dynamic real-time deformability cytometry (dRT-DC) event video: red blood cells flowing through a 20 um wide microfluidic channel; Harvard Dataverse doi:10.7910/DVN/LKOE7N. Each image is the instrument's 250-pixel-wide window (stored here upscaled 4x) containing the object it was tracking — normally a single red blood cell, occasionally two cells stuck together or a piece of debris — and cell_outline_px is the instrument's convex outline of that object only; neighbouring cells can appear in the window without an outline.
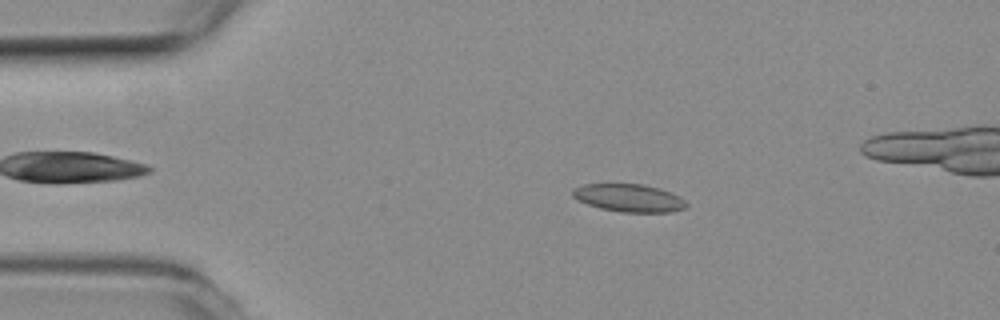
{"species": "common noctule bat (a hibernating species)", "species_latin": "Nyctalus noctula", "temperature_condition": "room temperature", "stored_images_in_passage": 47, "camera_frame_rate_fps": 3000, "um_per_image_px": 0.085, "animal": {"sex": "female", "body_mass_g": 19.3, "forearm_length_mm": 54.1}, "frame": {"image": 1, "passage_image": 10, "time_ms": 3.0, "image_size_px": [1000, 320], "cell_outline_px": [[688, 204], [684, 208], [668, 212], [624, 212], [600, 208], [588, 204], [572, 196], [572, 188], [584, 184], [644, 184], [660, 188], [680, 196]], "centroid_in_image_um": [53.46, 16.81], "position_along_channel_um": 31.5, "area_um2": 18.32}}
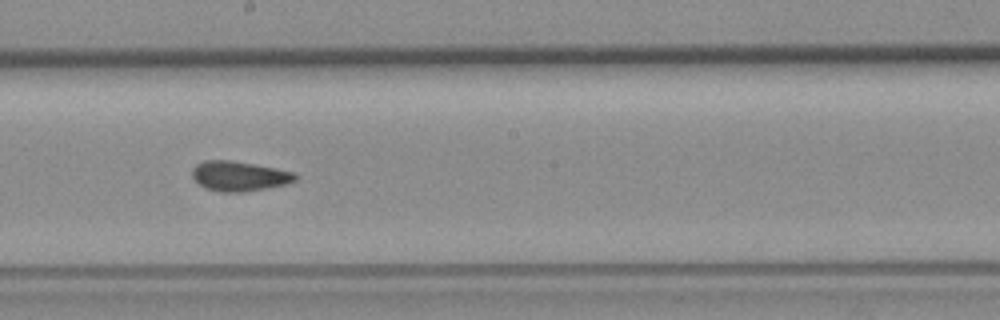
{"frame": {"image": 2, "passage_image": 29, "time_ms": 9.333, "image_size_px": [1000, 320], "cell_outline_px": [[296, 180], [288, 184], [240, 192], [220, 192], [204, 188], [192, 176], [192, 168], [196, 164], [204, 160], [228, 160], [276, 168], [296, 172]], "centroid_in_image_um": [20.32, 14.96], "position_along_channel_um": 227.9, "area_um2": 17.86}}
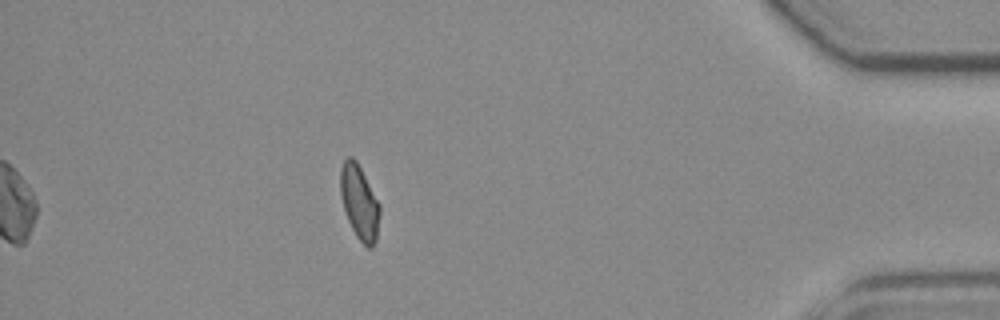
{"frame": {"image": 3, "passage_image": 47, "time_ms": 15.333, "image_size_px": [1000, 320], "cell_outline_px": [[380, 212], [376, 240], [372, 248], [368, 248], [356, 236], [348, 220], [340, 196], [340, 168], [344, 160], [348, 156], [352, 156], [356, 160], [380, 204]], "centroid_in_image_um": [30.54, 17.18], "position_along_channel_um": 404.7, "area_um2": 16.99}, "authors_computed_cell_mechanics": {"area_um2": 17.8602, "velocity_mm_per_s": 3.8141, "shape_relaxation_time_tau1_ms": null, "shape_relaxation_time_tau2_ms": 2.751, "deformation_change_tau1": null, "deformation_change_tau2": 0.1033}}